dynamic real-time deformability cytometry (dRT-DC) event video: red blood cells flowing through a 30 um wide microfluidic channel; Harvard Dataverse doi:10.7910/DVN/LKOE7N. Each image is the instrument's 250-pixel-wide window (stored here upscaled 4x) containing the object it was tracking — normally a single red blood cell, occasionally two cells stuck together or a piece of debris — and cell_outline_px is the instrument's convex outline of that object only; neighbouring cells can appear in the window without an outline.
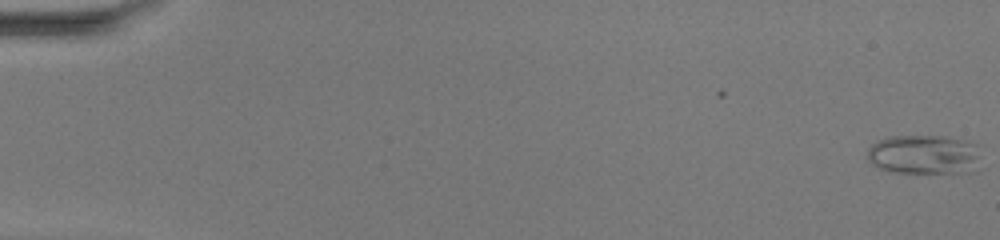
{"species": "common noctule bat (a hibernating species)", "species_latin": "Nyctalus noctula", "temperature_condition": "warm", "stored_images_in_passage": 2, "camera_frame_rate_fps": 3000, "um_per_image_px": 0.085, "animal": {"sex": "female", "body_mass_g": 20.0, "forearm_length_mm": 54.0}, "frame": {"image": 1, "passage_image": 2, "time_ms": 0.333, "image_size_px": [1000, 240], "cell_outline_px": [[984, 168], [980, 172], [892, 172], [880, 168], [872, 164], [868, 160], [868, 148], [876, 140], [888, 136], [948, 136], [968, 140], [980, 144]], "centroid_in_image_um": [78.72, 13.13], "position_along_channel_um": 6.3, "area_um2": 27.28}}